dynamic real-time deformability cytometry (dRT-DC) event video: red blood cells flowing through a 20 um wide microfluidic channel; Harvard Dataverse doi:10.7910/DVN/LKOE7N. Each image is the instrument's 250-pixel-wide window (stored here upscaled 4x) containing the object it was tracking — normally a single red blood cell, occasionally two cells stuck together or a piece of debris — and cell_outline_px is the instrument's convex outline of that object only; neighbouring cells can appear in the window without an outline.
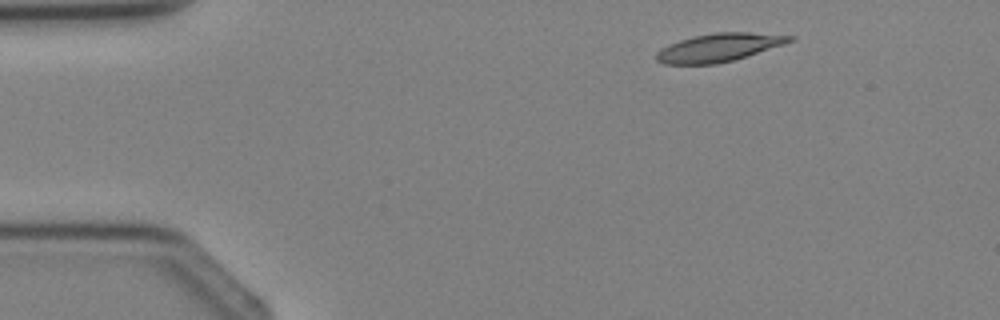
{"species": "Egyptian fruit bat (a non-hibernating species)", "species_latin": "Rousettus aegyptiacus", "temperature_condition": "cold", "stored_images_in_passage": 2, "camera_frame_rate_fps": 3000, "um_per_image_px": 0.085, "animal": {"sex": "female"}, "frame": {"image": 1, "passage_image": 2, "time_ms": 1.333, "image_size_px": [1000, 320], "cell_outline_px": [[796, 40], [784, 44], [732, 60], [716, 64], [664, 64], [656, 60], [656, 52], [660, 48], [668, 44], [680, 40], [696, 36], [716, 32], [748, 32], [796, 36]], "centroid_in_image_um": [61.09, 4.03], "position_along_channel_um": 23.9, "area_um2": 21.73}}